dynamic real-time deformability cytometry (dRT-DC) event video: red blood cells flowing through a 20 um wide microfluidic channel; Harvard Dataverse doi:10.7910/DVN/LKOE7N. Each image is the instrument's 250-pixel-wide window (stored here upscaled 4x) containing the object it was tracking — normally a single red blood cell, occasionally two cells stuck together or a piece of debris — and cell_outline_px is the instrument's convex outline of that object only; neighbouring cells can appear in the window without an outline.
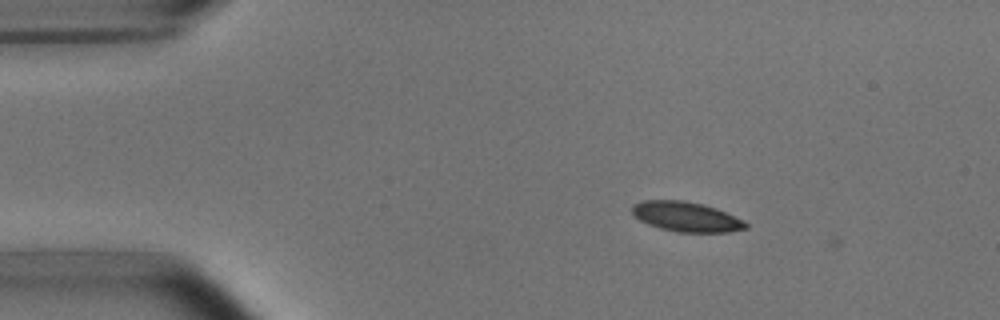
{"species": "common noctule bat (a hibernating species)", "species_latin": "Nyctalus noctula", "temperature_condition": "room temperature", "stored_images_in_passage": 2, "camera_frame_rate_fps": 3000, "um_per_image_px": 0.085, "animal": {"sex": "male", "body_mass_g": 15.6}, "frame": {"image": 1, "passage_image": 1, "time_ms": 0.0, "image_size_px": [1000, 320], "cell_outline_px": [[748, 228], [728, 232], [676, 232], [660, 228], [648, 224], [640, 220], [632, 212], [632, 204], [644, 200], [684, 200], [704, 204], [716, 208], [744, 220], [748, 224]], "centroid_in_image_um": [58.34, 18.42], "position_along_channel_um": 26.7, "area_um2": 19.83}}